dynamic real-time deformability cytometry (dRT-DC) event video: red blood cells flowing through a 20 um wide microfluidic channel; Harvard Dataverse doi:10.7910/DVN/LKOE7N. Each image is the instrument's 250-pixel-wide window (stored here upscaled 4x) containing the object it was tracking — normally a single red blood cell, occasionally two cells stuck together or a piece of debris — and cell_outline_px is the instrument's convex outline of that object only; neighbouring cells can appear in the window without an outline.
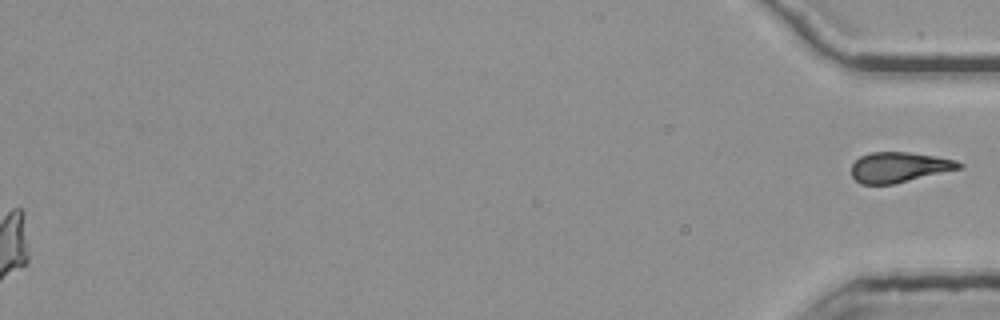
{"species": "common noctule bat (a hibernating species)", "species_latin": "Nyctalus noctula", "temperature_condition": "room temperature", "stored_images_in_passage": 55, "segment_of_instrument_passage": [2, 2], "camera_frame_rate_fps": 3000, "um_per_image_px": 0.085, "animal": {"sex": "female", "body_mass_g": 25.1}, "frame": {"image": 1, "passage_image": 55, "time_ms": 18.0, "image_size_px": [1000, 320], "cell_outline_px": [[964, 168], [892, 184], [860, 184], [852, 176], [852, 164], [860, 156], [872, 152], [908, 152], [936, 156], [956, 160], [964, 164]], "centroid_in_image_um": [76.46, 14.21], "position_along_channel_um": 358.7, "area_um2": 19.02}}